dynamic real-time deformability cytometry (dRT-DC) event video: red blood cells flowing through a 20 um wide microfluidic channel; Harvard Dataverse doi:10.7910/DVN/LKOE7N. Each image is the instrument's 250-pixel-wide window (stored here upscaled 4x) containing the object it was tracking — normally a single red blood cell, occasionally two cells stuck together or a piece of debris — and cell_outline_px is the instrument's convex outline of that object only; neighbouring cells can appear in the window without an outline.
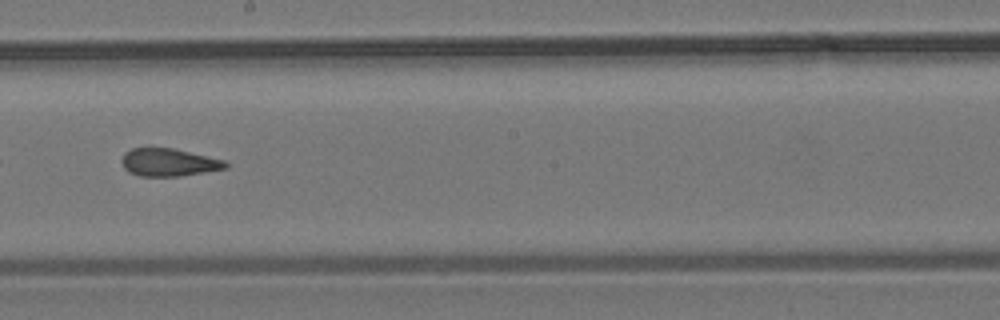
{"species": "common noctule bat (a hibernating species)", "species_latin": "Nyctalus noctula", "temperature_condition": "room temperature", "stored_images_in_passage": 39, "camera_frame_rate_fps": 3000, "um_per_image_px": 0.085, "animal": {"sex": "male", "body_mass_g": 19.2, "forearm_length_mm": 51.8}, "frame": {"image": 1, "passage_image": 17, "time_ms": 5.333, "image_size_px": [1000, 320], "cell_outline_px": [[228, 168], [180, 176], [140, 176], [128, 172], [124, 168], [120, 160], [124, 152], [132, 148], [176, 148], [224, 160], [228, 164]], "centroid_in_image_um": [14.32, 13.79], "position_along_channel_um": 233.9, "area_um2": 16.94}}
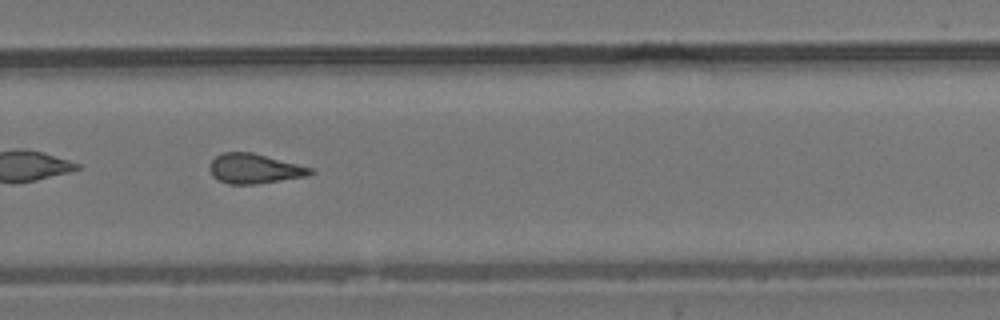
{"frame": {"image": 2, "passage_image": 23, "time_ms": 7.333, "image_size_px": [1000, 320], "cell_outline_px": [[316, 172], [308, 176], [256, 184], [228, 184], [212, 176], [208, 168], [212, 160], [216, 156], [224, 152], [252, 152], [312, 168]], "centroid_in_image_um": [21.62, 14.34], "position_along_channel_um": 308.2, "area_um2": 17.46}, "authors_computed_cell_mechanics": {"area_um2": 17.1666, "velocity_mm_per_s": 3.7398, "shape_relaxation_time_tau1_ms": null, "shape_relaxation_time_tau2_ms": 2.4528, "deformation_change_tau1": null, "deformation_change_tau2": 0.1161}}